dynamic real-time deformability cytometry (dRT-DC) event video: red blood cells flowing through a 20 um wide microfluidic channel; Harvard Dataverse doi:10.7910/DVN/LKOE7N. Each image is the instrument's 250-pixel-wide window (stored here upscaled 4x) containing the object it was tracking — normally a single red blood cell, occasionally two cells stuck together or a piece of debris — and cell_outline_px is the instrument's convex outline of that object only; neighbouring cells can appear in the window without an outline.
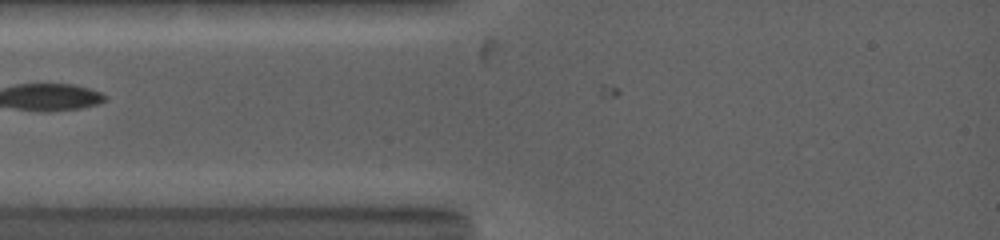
{"species": "common noctule bat (a hibernating species)", "species_latin": "Nyctalus noctula", "temperature_condition": "warm", "stored_images_in_passage": 4, "camera_frame_rate_fps": 5000, "um_per_image_px": 0.085, "animal": {"sex": "female", "body_mass_g": 19.0, "forearm_length_mm": 53.3}, "frame": {"image": 1, "passage_image": 3, "time_ms": 1.0, "image_size_px": [1000, 240], "cell_outline_px": [[436, 168], [428, 172], [276, 164], [272, 160], [308, 156], [380, 156], [428, 160]], "centroid_in_image_um": [30.73, 13.84], "position_along_channel_um": 54.3, "area_um2": 12.48}}